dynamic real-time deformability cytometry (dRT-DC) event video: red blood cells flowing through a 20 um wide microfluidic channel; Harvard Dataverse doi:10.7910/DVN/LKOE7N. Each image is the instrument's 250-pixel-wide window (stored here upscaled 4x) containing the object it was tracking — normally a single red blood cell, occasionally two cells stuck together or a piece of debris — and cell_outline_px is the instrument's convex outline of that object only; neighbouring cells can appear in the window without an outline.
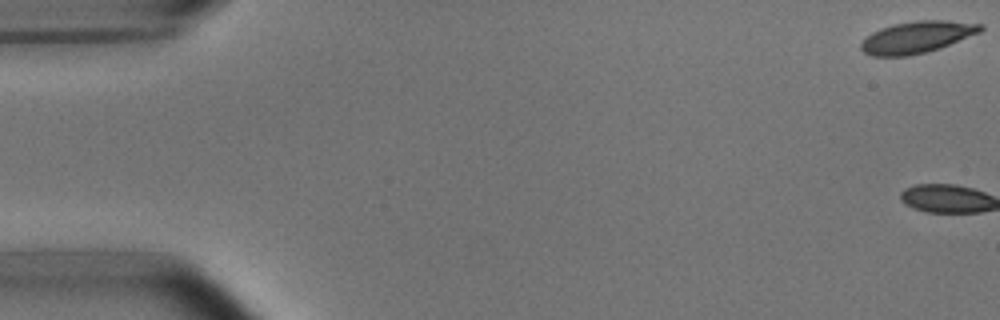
{"species": "common noctule bat (a hibernating species)", "species_latin": "Nyctalus noctula", "temperature_condition": "room temperature", "stored_images_in_passage": 2, "camera_frame_rate_fps": 3000, "um_per_image_px": 0.085, "animal": {"sex": "male", "body_mass_g": 15.6}, "frame": {"image": 1, "passage_image": 1, "time_ms": 0.0, "image_size_px": [1000, 320], "cell_outline_px": [[984, 28], [980, 32], [940, 48], [908, 56], [872, 56], [864, 52], [860, 48], [860, 44], [872, 32], [880, 28], [896, 24], [916, 20], [944, 20], [984, 24]], "centroid_in_image_um": [77.95, 3.15], "position_along_channel_um": 7.1, "area_um2": 21.96}}